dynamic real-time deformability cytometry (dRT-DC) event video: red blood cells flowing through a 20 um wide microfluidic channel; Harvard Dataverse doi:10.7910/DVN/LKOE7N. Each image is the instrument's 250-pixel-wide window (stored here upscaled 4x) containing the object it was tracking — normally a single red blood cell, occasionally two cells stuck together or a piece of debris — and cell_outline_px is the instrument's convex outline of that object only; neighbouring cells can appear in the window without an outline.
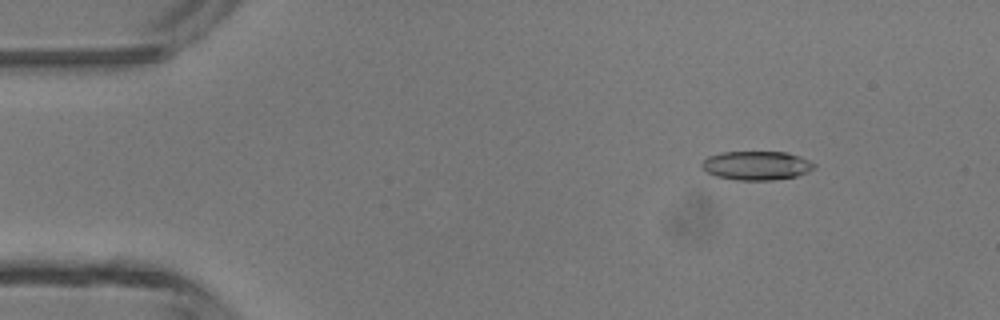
{"species": "common noctule bat (a hibernating species)", "species_latin": "Nyctalus noctula", "temperature_condition": "room temperature", "stored_images_in_passage": 47, "camera_frame_rate_fps": 3000, "um_per_image_px": 0.085, "animal": {"sex": "male", "body_mass_g": 13.3}, "frame": {"image": 1, "passage_image": 6, "time_ms": 1.667, "image_size_px": [1000, 320], "cell_outline_px": [[816, 168], [808, 172], [796, 176], [772, 180], [736, 180], [716, 176], [708, 172], [700, 164], [708, 156], [720, 152], [788, 152], [800, 156], [816, 164]], "centroid_in_image_um": [64.33, 14.06], "position_along_channel_um": 20.7, "area_um2": 18.96}}
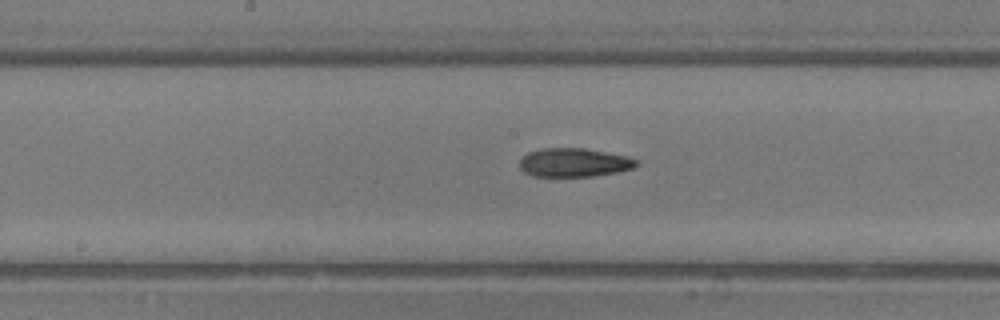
{"frame": {"image": 2, "passage_image": 24, "time_ms": 7.667, "image_size_px": [1000, 320], "cell_outline_px": [[640, 164], [632, 168], [616, 172], [592, 176], [532, 176], [524, 172], [520, 168], [520, 160], [528, 152], [544, 148], [584, 148], [628, 156], [636, 160]], "centroid_in_image_um": [48.79, 13.81], "position_along_channel_um": 199.4, "area_um2": 19.42}}
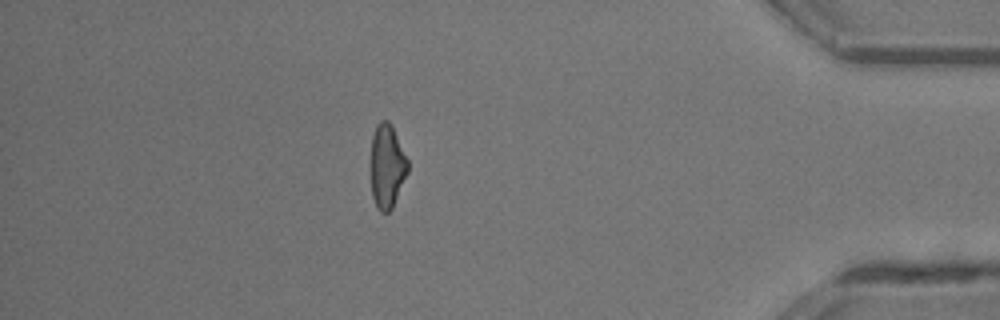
{"frame": {"image": 3, "passage_image": 41, "time_ms": 13.333, "image_size_px": [1000, 320], "cell_outline_px": [[408, 172], [392, 208], [388, 212], [380, 212], [376, 208], [372, 196], [372, 136], [376, 124], [380, 120], [388, 120], [392, 124], [408, 160]], "centroid_in_image_um": [32.91, 14.11], "position_along_channel_um": 402.3, "area_um2": 18.03}, "authors_computed_cell_mechanics": {"area_um2": 19.074, "velocity_mm_per_s": 4.375, "shape_relaxation_time_tau1_ms": 7.413, "shape_relaxation_time_tau2_ms": 10.9166, "deformation_change_tau1": 0.2082, "deformation_change_tau2": 0.2868}}